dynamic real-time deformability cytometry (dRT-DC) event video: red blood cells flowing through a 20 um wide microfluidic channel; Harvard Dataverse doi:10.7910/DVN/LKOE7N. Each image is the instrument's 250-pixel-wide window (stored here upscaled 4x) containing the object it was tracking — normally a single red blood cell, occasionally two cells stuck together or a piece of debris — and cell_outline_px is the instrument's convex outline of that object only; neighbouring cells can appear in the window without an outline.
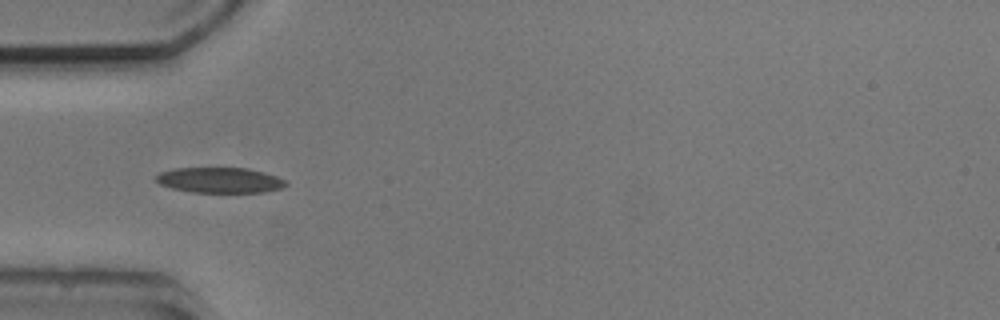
{"species": "common noctule bat (a hibernating species)", "species_latin": "Nyctalus noctula", "temperature_condition": "cold", "stored_images_in_passage": 2, "camera_frame_rate_fps": 3000, "um_per_image_px": 0.085, "animal": {"sex": "male", "body_mass_g": 20.5, "forearm_length_mm": 52.5}, "frame": {"image": 1, "passage_image": 1, "time_ms": 0.0, "image_size_px": [1000, 320], "cell_outline_px": [[288, 184], [280, 188], [264, 192], [192, 192], [172, 188], [160, 184], [156, 180], [156, 176], [160, 172], [172, 168], [248, 168], [264, 172], [276, 176], [284, 180]], "centroid_in_image_um": [18.67, 15.31], "position_along_channel_um": 66.3, "area_um2": 19.13}}